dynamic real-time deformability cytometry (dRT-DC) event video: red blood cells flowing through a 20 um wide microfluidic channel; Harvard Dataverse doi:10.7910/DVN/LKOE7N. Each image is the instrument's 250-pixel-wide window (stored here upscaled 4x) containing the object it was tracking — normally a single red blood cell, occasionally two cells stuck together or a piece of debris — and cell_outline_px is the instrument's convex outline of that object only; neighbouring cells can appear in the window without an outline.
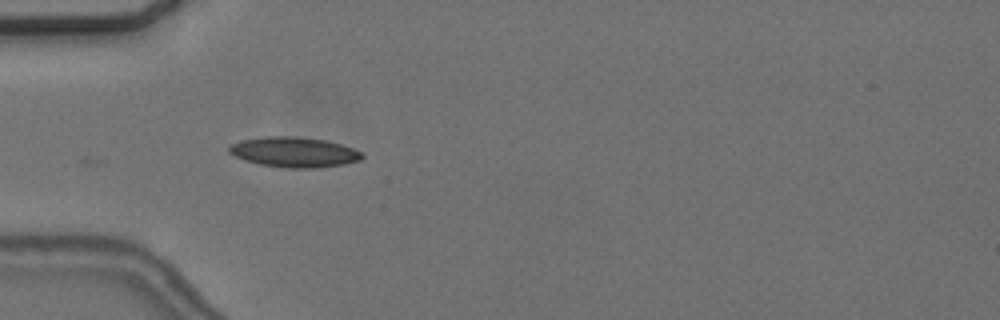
{"species": "common noctule bat (a hibernating species)", "species_latin": "Nyctalus noctula", "temperature_condition": "cold", "stored_images_in_passage": 40, "camera_frame_rate_fps": 3000, "um_per_image_px": 0.085, "animal": {"sex": "female", "body_mass_g": 24.6, "forearm_length_mm": 56.2}, "frame": {"image": 1, "passage_image": 1, "time_ms": 0.0, "image_size_px": [1000, 320], "cell_outline_px": [[364, 156], [360, 160], [344, 164], [312, 168], [288, 168], [260, 164], [244, 160], [228, 152], [228, 148], [232, 144], [240, 140], [268, 136], [296, 136], [324, 140], [340, 144], [352, 148], [360, 152]], "centroid_in_image_um": [24.98, 12.93], "position_along_channel_um": 60.0, "area_um2": 23.18}}
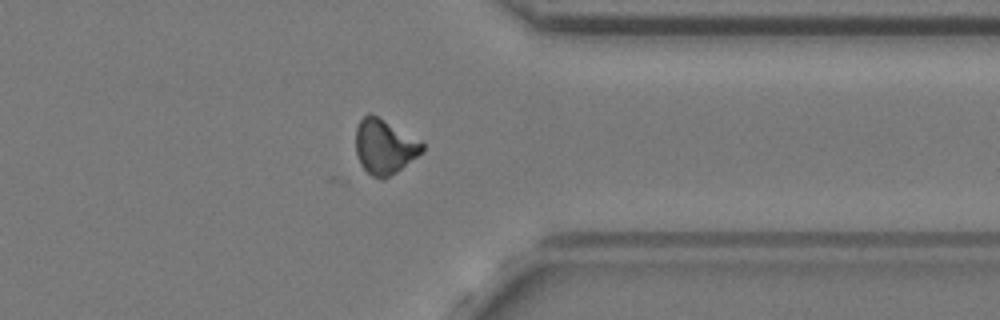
{"frame": {"image": 2, "passage_image": 28, "time_ms": 9.0, "image_size_px": [1000, 320], "cell_outline_px": [[424, 152], [396, 172], [384, 180], [372, 176], [360, 164], [356, 152], [356, 128], [360, 120], [368, 112], [372, 112], [424, 144]], "centroid_in_image_um": [32.66, 12.47], "position_along_channel_um": 378.7, "area_um2": 21.15}}
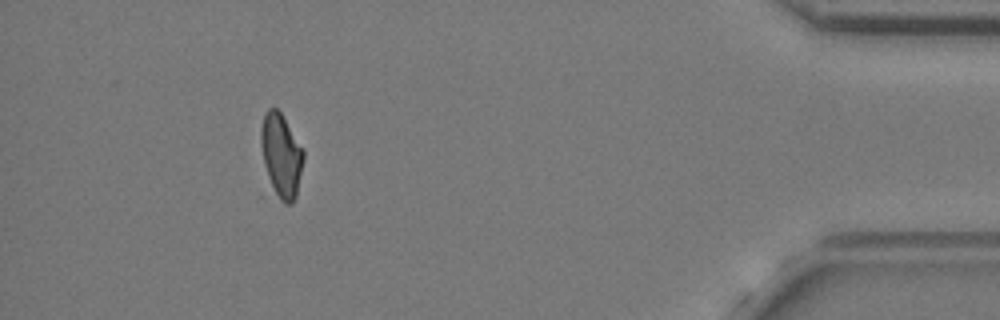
{"frame": {"image": 3, "passage_image": 35, "time_ms": 11.333, "image_size_px": [1000, 320], "cell_outline_px": [[304, 160], [296, 196], [292, 204], [284, 204], [272, 196], [268, 192], [260, 144], [260, 128], [264, 112], [268, 108], [276, 108], [280, 112], [304, 148]], "centroid_in_image_um": [23.86, 13.31], "position_along_channel_um": 411.3, "area_um2": 21.91}, "authors_computed_cell_mechanics": {"area_um2": 21.1548, "velocity_mm_per_s": 3.6402, "shape_relaxation_time_tau1_ms": null, "shape_relaxation_time_tau2_ms": 3.6792, "deformation_change_tau1": null, "deformation_change_tau2": 0.104}}